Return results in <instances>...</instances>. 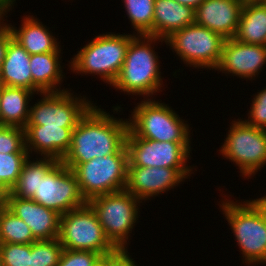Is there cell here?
Wrapping results in <instances>:
<instances>
[{
	"label": "cell",
	"mask_w": 266,
	"mask_h": 266,
	"mask_svg": "<svg viewBox=\"0 0 266 266\" xmlns=\"http://www.w3.org/2000/svg\"><path fill=\"white\" fill-rule=\"evenodd\" d=\"M129 130L128 119L115 118L95 104L79 120L62 163H85L118 153Z\"/></svg>",
	"instance_id": "obj_1"
},
{
	"label": "cell",
	"mask_w": 266,
	"mask_h": 266,
	"mask_svg": "<svg viewBox=\"0 0 266 266\" xmlns=\"http://www.w3.org/2000/svg\"><path fill=\"white\" fill-rule=\"evenodd\" d=\"M157 41L166 42L155 36L135 35L130 40L122 69L111 86L127 95L143 96V99L162 91L160 57L153 50Z\"/></svg>",
	"instance_id": "obj_2"
},
{
	"label": "cell",
	"mask_w": 266,
	"mask_h": 266,
	"mask_svg": "<svg viewBox=\"0 0 266 266\" xmlns=\"http://www.w3.org/2000/svg\"><path fill=\"white\" fill-rule=\"evenodd\" d=\"M135 35L108 32L95 36L71 58L69 70L75 74L99 75L111 86L122 69L130 40Z\"/></svg>",
	"instance_id": "obj_3"
},
{
	"label": "cell",
	"mask_w": 266,
	"mask_h": 266,
	"mask_svg": "<svg viewBox=\"0 0 266 266\" xmlns=\"http://www.w3.org/2000/svg\"><path fill=\"white\" fill-rule=\"evenodd\" d=\"M247 266L266 264V219L252 201L223 199L220 204Z\"/></svg>",
	"instance_id": "obj_4"
},
{
	"label": "cell",
	"mask_w": 266,
	"mask_h": 266,
	"mask_svg": "<svg viewBox=\"0 0 266 266\" xmlns=\"http://www.w3.org/2000/svg\"><path fill=\"white\" fill-rule=\"evenodd\" d=\"M128 120L129 130L136 137L159 142H191L192 139L190 125L168 104L151 97L137 103Z\"/></svg>",
	"instance_id": "obj_5"
},
{
	"label": "cell",
	"mask_w": 266,
	"mask_h": 266,
	"mask_svg": "<svg viewBox=\"0 0 266 266\" xmlns=\"http://www.w3.org/2000/svg\"><path fill=\"white\" fill-rule=\"evenodd\" d=\"M63 164L74 172L87 202L99 195L125 190L128 167L126 146L113 155L96 157L85 163Z\"/></svg>",
	"instance_id": "obj_6"
},
{
	"label": "cell",
	"mask_w": 266,
	"mask_h": 266,
	"mask_svg": "<svg viewBox=\"0 0 266 266\" xmlns=\"http://www.w3.org/2000/svg\"><path fill=\"white\" fill-rule=\"evenodd\" d=\"M142 202L132 193L122 190L96 196L87 203L97 214L109 241L116 248H128L130 233L138 222Z\"/></svg>",
	"instance_id": "obj_7"
},
{
	"label": "cell",
	"mask_w": 266,
	"mask_h": 266,
	"mask_svg": "<svg viewBox=\"0 0 266 266\" xmlns=\"http://www.w3.org/2000/svg\"><path fill=\"white\" fill-rule=\"evenodd\" d=\"M230 125L219 152L239 167L242 177L252 178L266 165V130L248 125L241 118Z\"/></svg>",
	"instance_id": "obj_8"
},
{
	"label": "cell",
	"mask_w": 266,
	"mask_h": 266,
	"mask_svg": "<svg viewBox=\"0 0 266 266\" xmlns=\"http://www.w3.org/2000/svg\"><path fill=\"white\" fill-rule=\"evenodd\" d=\"M224 42L225 38L220 34L192 24L174 32L165 43L187 66L215 70L221 60Z\"/></svg>",
	"instance_id": "obj_9"
},
{
	"label": "cell",
	"mask_w": 266,
	"mask_h": 266,
	"mask_svg": "<svg viewBox=\"0 0 266 266\" xmlns=\"http://www.w3.org/2000/svg\"><path fill=\"white\" fill-rule=\"evenodd\" d=\"M58 239L64 249L68 250L92 251L104 255L116 249L88 203L61 215Z\"/></svg>",
	"instance_id": "obj_10"
},
{
	"label": "cell",
	"mask_w": 266,
	"mask_h": 266,
	"mask_svg": "<svg viewBox=\"0 0 266 266\" xmlns=\"http://www.w3.org/2000/svg\"><path fill=\"white\" fill-rule=\"evenodd\" d=\"M71 91L40 93L43 98L30 106L27 125L76 127L94 104L86 96L77 97Z\"/></svg>",
	"instance_id": "obj_11"
},
{
	"label": "cell",
	"mask_w": 266,
	"mask_h": 266,
	"mask_svg": "<svg viewBox=\"0 0 266 266\" xmlns=\"http://www.w3.org/2000/svg\"><path fill=\"white\" fill-rule=\"evenodd\" d=\"M190 144L144 139L128 130L125 141L128 166L191 168L187 164L192 151Z\"/></svg>",
	"instance_id": "obj_12"
},
{
	"label": "cell",
	"mask_w": 266,
	"mask_h": 266,
	"mask_svg": "<svg viewBox=\"0 0 266 266\" xmlns=\"http://www.w3.org/2000/svg\"><path fill=\"white\" fill-rule=\"evenodd\" d=\"M32 199L60 215L87 204L74 172L61 161L39 181Z\"/></svg>",
	"instance_id": "obj_13"
},
{
	"label": "cell",
	"mask_w": 266,
	"mask_h": 266,
	"mask_svg": "<svg viewBox=\"0 0 266 266\" xmlns=\"http://www.w3.org/2000/svg\"><path fill=\"white\" fill-rule=\"evenodd\" d=\"M192 169L128 166L125 190L145 202L182 184L194 174Z\"/></svg>",
	"instance_id": "obj_14"
},
{
	"label": "cell",
	"mask_w": 266,
	"mask_h": 266,
	"mask_svg": "<svg viewBox=\"0 0 266 266\" xmlns=\"http://www.w3.org/2000/svg\"><path fill=\"white\" fill-rule=\"evenodd\" d=\"M266 64V46L225 39L221 60L215 70L252 81ZM248 78V79H247Z\"/></svg>",
	"instance_id": "obj_15"
},
{
	"label": "cell",
	"mask_w": 266,
	"mask_h": 266,
	"mask_svg": "<svg viewBox=\"0 0 266 266\" xmlns=\"http://www.w3.org/2000/svg\"><path fill=\"white\" fill-rule=\"evenodd\" d=\"M6 207L22 219L37 240L57 239L60 232L61 215L46 208L33 199H20L9 193L5 198Z\"/></svg>",
	"instance_id": "obj_16"
},
{
	"label": "cell",
	"mask_w": 266,
	"mask_h": 266,
	"mask_svg": "<svg viewBox=\"0 0 266 266\" xmlns=\"http://www.w3.org/2000/svg\"><path fill=\"white\" fill-rule=\"evenodd\" d=\"M245 0H204L196 9L194 24L206 27L225 39L236 36Z\"/></svg>",
	"instance_id": "obj_17"
},
{
	"label": "cell",
	"mask_w": 266,
	"mask_h": 266,
	"mask_svg": "<svg viewBox=\"0 0 266 266\" xmlns=\"http://www.w3.org/2000/svg\"><path fill=\"white\" fill-rule=\"evenodd\" d=\"M75 127L46 125H26L25 147L29 155L33 152L41 157H50L62 161L67 154L72 132Z\"/></svg>",
	"instance_id": "obj_18"
},
{
	"label": "cell",
	"mask_w": 266,
	"mask_h": 266,
	"mask_svg": "<svg viewBox=\"0 0 266 266\" xmlns=\"http://www.w3.org/2000/svg\"><path fill=\"white\" fill-rule=\"evenodd\" d=\"M21 27L17 29L8 24L13 39L16 40L30 55L48 52H61V45L49 28L33 15L24 16ZM48 28V29H47ZM60 46V47H59Z\"/></svg>",
	"instance_id": "obj_19"
},
{
	"label": "cell",
	"mask_w": 266,
	"mask_h": 266,
	"mask_svg": "<svg viewBox=\"0 0 266 266\" xmlns=\"http://www.w3.org/2000/svg\"><path fill=\"white\" fill-rule=\"evenodd\" d=\"M195 10L175 0H154L153 36L166 40L174 32L194 24Z\"/></svg>",
	"instance_id": "obj_20"
},
{
	"label": "cell",
	"mask_w": 266,
	"mask_h": 266,
	"mask_svg": "<svg viewBox=\"0 0 266 266\" xmlns=\"http://www.w3.org/2000/svg\"><path fill=\"white\" fill-rule=\"evenodd\" d=\"M30 54L13 38L8 42L0 69V86L25 88L33 91Z\"/></svg>",
	"instance_id": "obj_21"
},
{
	"label": "cell",
	"mask_w": 266,
	"mask_h": 266,
	"mask_svg": "<svg viewBox=\"0 0 266 266\" xmlns=\"http://www.w3.org/2000/svg\"><path fill=\"white\" fill-rule=\"evenodd\" d=\"M61 52H48L30 55V70L33 78V92H60L64 77ZM63 73V74H62ZM59 87V88H58ZM37 91V92H36Z\"/></svg>",
	"instance_id": "obj_22"
},
{
	"label": "cell",
	"mask_w": 266,
	"mask_h": 266,
	"mask_svg": "<svg viewBox=\"0 0 266 266\" xmlns=\"http://www.w3.org/2000/svg\"><path fill=\"white\" fill-rule=\"evenodd\" d=\"M37 93L25 88L0 86V120L2 125L25 128L30 101ZM33 95V96H32Z\"/></svg>",
	"instance_id": "obj_23"
},
{
	"label": "cell",
	"mask_w": 266,
	"mask_h": 266,
	"mask_svg": "<svg viewBox=\"0 0 266 266\" xmlns=\"http://www.w3.org/2000/svg\"><path fill=\"white\" fill-rule=\"evenodd\" d=\"M234 38L243 43L266 46V3L245 0Z\"/></svg>",
	"instance_id": "obj_24"
},
{
	"label": "cell",
	"mask_w": 266,
	"mask_h": 266,
	"mask_svg": "<svg viewBox=\"0 0 266 266\" xmlns=\"http://www.w3.org/2000/svg\"><path fill=\"white\" fill-rule=\"evenodd\" d=\"M26 160L17 183L11 189V194L20 199H32L38 190L39 181L59 162L50 157H41Z\"/></svg>",
	"instance_id": "obj_25"
},
{
	"label": "cell",
	"mask_w": 266,
	"mask_h": 266,
	"mask_svg": "<svg viewBox=\"0 0 266 266\" xmlns=\"http://www.w3.org/2000/svg\"><path fill=\"white\" fill-rule=\"evenodd\" d=\"M36 240L30 227L5 206L0 221V243L32 244Z\"/></svg>",
	"instance_id": "obj_26"
},
{
	"label": "cell",
	"mask_w": 266,
	"mask_h": 266,
	"mask_svg": "<svg viewBox=\"0 0 266 266\" xmlns=\"http://www.w3.org/2000/svg\"><path fill=\"white\" fill-rule=\"evenodd\" d=\"M136 35L153 36L154 0H123Z\"/></svg>",
	"instance_id": "obj_27"
},
{
	"label": "cell",
	"mask_w": 266,
	"mask_h": 266,
	"mask_svg": "<svg viewBox=\"0 0 266 266\" xmlns=\"http://www.w3.org/2000/svg\"><path fill=\"white\" fill-rule=\"evenodd\" d=\"M63 250L58 238L36 240L31 244L30 266H58Z\"/></svg>",
	"instance_id": "obj_28"
},
{
	"label": "cell",
	"mask_w": 266,
	"mask_h": 266,
	"mask_svg": "<svg viewBox=\"0 0 266 266\" xmlns=\"http://www.w3.org/2000/svg\"><path fill=\"white\" fill-rule=\"evenodd\" d=\"M29 153H0V179L11 190L17 183Z\"/></svg>",
	"instance_id": "obj_29"
},
{
	"label": "cell",
	"mask_w": 266,
	"mask_h": 266,
	"mask_svg": "<svg viewBox=\"0 0 266 266\" xmlns=\"http://www.w3.org/2000/svg\"><path fill=\"white\" fill-rule=\"evenodd\" d=\"M0 153H28L24 128L0 126Z\"/></svg>",
	"instance_id": "obj_30"
},
{
	"label": "cell",
	"mask_w": 266,
	"mask_h": 266,
	"mask_svg": "<svg viewBox=\"0 0 266 266\" xmlns=\"http://www.w3.org/2000/svg\"><path fill=\"white\" fill-rule=\"evenodd\" d=\"M31 244L0 243L3 266H30Z\"/></svg>",
	"instance_id": "obj_31"
},
{
	"label": "cell",
	"mask_w": 266,
	"mask_h": 266,
	"mask_svg": "<svg viewBox=\"0 0 266 266\" xmlns=\"http://www.w3.org/2000/svg\"><path fill=\"white\" fill-rule=\"evenodd\" d=\"M248 119L243 121L251 126L266 130V87L253 96Z\"/></svg>",
	"instance_id": "obj_32"
},
{
	"label": "cell",
	"mask_w": 266,
	"mask_h": 266,
	"mask_svg": "<svg viewBox=\"0 0 266 266\" xmlns=\"http://www.w3.org/2000/svg\"><path fill=\"white\" fill-rule=\"evenodd\" d=\"M100 256L92 251L64 249L58 266H92Z\"/></svg>",
	"instance_id": "obj_33"
},
{
	"label": "cell",
	"mask_w": 266,
	"mask_h": 266,
	"mask_svg": "<svg viewBox=\"0 0 266 266\" xmlns=\"http://www.w3.org/2000/svg\"><path fill=\"white\" fill-rule=\"evenodd\" d=\"M127 248H116L105 254V266H137Z\"/></svg>",
	"instance_id": "obj_34"
},
{
	"label": "cell",
	"mask_w": 266,
	"mask_h": 266,
	"mask_svg": "<svg viewBox=\"0 0 266 266\" xmlns=\"http://www.w3.org/2000/svg\"><path fill=\"white\" fill-rule=\"evenodd\" d=\"M4 18H0V69L6 55L8 42L13 38L10 28Z\"/></svg>",
	"instance_id": "obj_35"
},
{
	"label": "cell",
	"mask_w": 266,
	"mask_h": 266,
	"mask_svg": "<svg viewBox=\"0 0 266 266\" xmlns=\"http://www.w3.org/2000/svg\"><path fill=\"white\" fill-rule=\"evenodd\" d=\"M16 0H0V18L7 17V12H10ZM6 13V14H5Z\"/></svg>",
	"instance_id": "obj_36"
},
{
	"label": "cell",
	"mask_w": 266,
	"mask_h": 266,
	"mask_svg": "<svg viewBox=\"0 0 266 266\" xmlns=\"http://www.w3.org/2000/svg\"><path fill=\"white\" fill-rule=\"evenodd\" d=\"M252 201L262 210L263 215L266 219V195L258 199H252Z\"/></svg>",
	"instance_id": "obj_37"
},
{
	"label": "cell",
	"mask_w": 266,
	"mask_h": 266,
	"mask_svg": "<svg viewBox=\"0 0 266 266\" xmlns=\"http://www.w3.org/2000/svg\"><path fill=\"white\" fill-rule=\"evenodd\" d=\"M176 2L189 6L194 10L204 1V0H175Z\"/></svg>",
	"instance_id": "obj_38"
},
{
	"label": "cell",
	"mask_w": 266,
	"mask_h": 266,
	"mask_svg": "<svg viewBox=\"0 0 266 266\" xmlns=\"http://www.w3.org/2000/svg\"><path fill=\"white\" fill-rule=\"evenodd\" d=\"M11 190L0 179V200H5Z\"/></svg>",
	"instance_id": "obj_39"
},
{
	"label": "cell",
	"mask_w": 266,
	"mask_h": 266,
	"mask_svg": "<svg viewBox=\"0 0 266 266\" xmlns=\"http://www.w3.org/2000/svg\"><path fill=\"white\" fill-rule=\"evenodd\" d=\"M92 266H105V254L101 255Z\"/></svg>",
	"instance_id": "obj_40"
},
{
	"label": "cell",
	"mask_w": 266,
	"mask_h": 266,
	"mask_svg": "<svg viewBox=\"0 0 266 266\" xmlns=\"http://www.w3.org/2000/svg\"><path fill=\"white\" fill-rule=\"evenodd\" d=\"M5 206H6L5 200H0V221H1L2 210Z\"/></svg>",
	"instance_id": "obj_41"
}]
</instances>
